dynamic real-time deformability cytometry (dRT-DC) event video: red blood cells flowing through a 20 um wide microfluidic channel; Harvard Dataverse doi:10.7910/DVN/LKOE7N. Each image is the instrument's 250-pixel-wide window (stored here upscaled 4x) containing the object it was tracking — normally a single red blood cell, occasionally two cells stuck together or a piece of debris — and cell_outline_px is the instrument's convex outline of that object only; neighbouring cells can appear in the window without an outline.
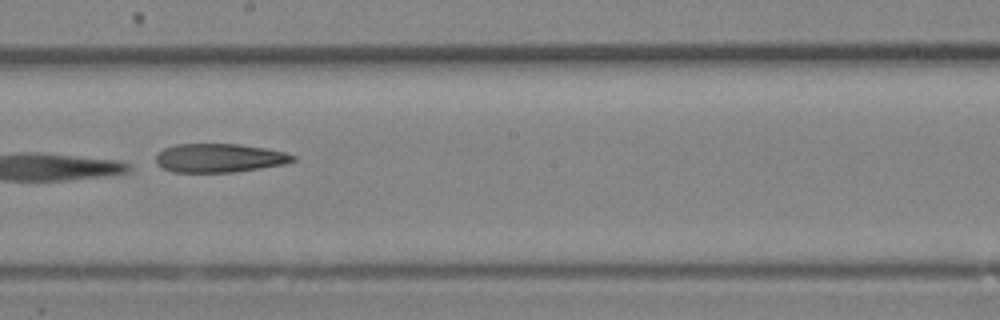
{"species": "Egyptian fruit bat (a non-hibernating species)", "species_latin": "Rousettus aegyptiacus", "temperature_condition": "room temperature", "stored_images_in_passage": 10, "camera_frame_rate_fps": 3000, "um_per_image_px": 0.085, "animal": {"sex": "female"}, "frame": {"image": 1, "passage_image": 7, "time_ms": 2.0, "image_size_px": [1000, 320], "cell_outline_px": [[296, 160], [284, 164], [260, 168], [232, 172], [172, 172], [156, 164], [156, 152], [164, 148], [176, 144], [240, 144], [264, 148], [284, 152], [296, 156]], "centroid_in_image_um": [18.61, 13.42], "position_along_channel_um": 229.6, "area_um2": 22.95}}